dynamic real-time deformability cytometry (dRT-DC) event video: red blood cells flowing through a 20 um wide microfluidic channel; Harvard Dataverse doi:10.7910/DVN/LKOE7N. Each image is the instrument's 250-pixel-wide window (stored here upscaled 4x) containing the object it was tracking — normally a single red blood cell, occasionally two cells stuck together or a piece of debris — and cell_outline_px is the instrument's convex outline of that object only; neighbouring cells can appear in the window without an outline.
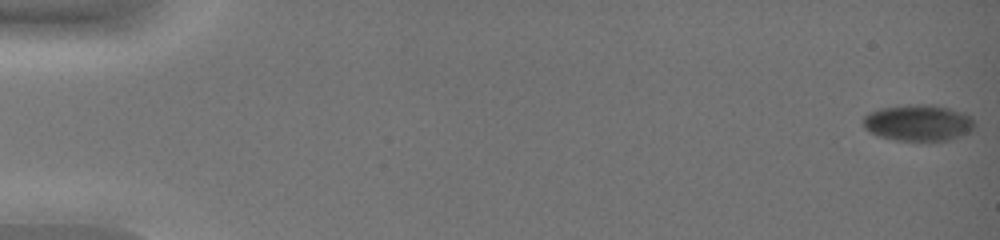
{"species": "common noctule bat (a hibernating species)", "species_latin": "Nyctalus noctula", "temperature_condition": "warm", "stored_images_in_passage": 48, "camera_frame_rate_fps": 3000, "um_per_image_px": 0.085, "animal": {"sex": "female", "body_mass_g": 19.0, "forearm_length_mm": 51.5}, "frame": {"image": 1, "passage_image": 1, "time_ms": 0.0, "image_size_px": [1000, 240], "cell_outline_px": [[972, 128], [968, 132], [948, 140], [896, 140], [880, 136], [868, 132], [864, 128], [864, 116], [880, 108], [908, 104], [932, 104], [964, 112], [972, 116]], "centroid_in_image_um": [78.03, 10.42], "position_along_channel_um": 7.0, "area_um2": 23.35}}
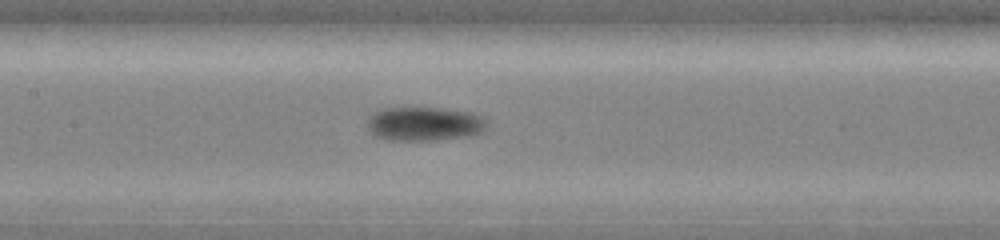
{"frame": {"image": 2, "passage_image": 26, "time_ms": 8.333, "image_size_px": [1000, 240], "cell_outline_px": [[488, 124], [484, 132], [468, 136], [436, 140], [388, 140], [376, 136], [368, 128], [368, 120], [380, 108], [444, 108], [472, 112], [484, 116]], "centroid_in_image_um": [36.15, 10.52], "position_along_channel_um": 171.3, "area_um2": 23.81}}
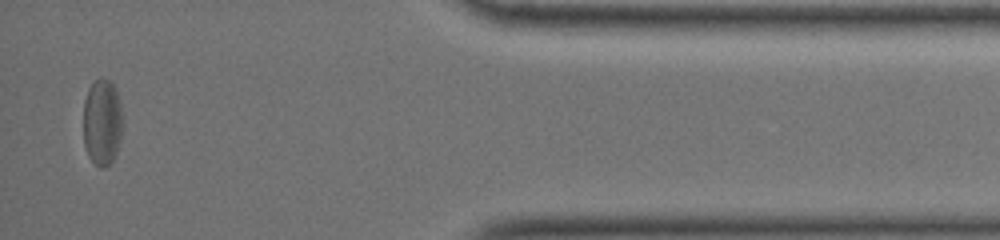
{"frame": {"image": 3, "passage_image": 47, "time_ms": 15.333, "image_size_px": [1000, 240], "cell_outline_px": [[124, 124], [120, 140], [116, 152], [112, 160], [104, 168], [100, 168], [88, 156], [84, 144], [84, 100], [88, 88], [100, 76], [108, 80], [116, 88], [120, 100], [124, 120]], "centroid_in_image_um": [8.71, 10.36], "position_along_channel_um": 426.5, "area_um2": 20.17}, "authors_computed_cell_mechanics": {"area_um2": 23.5535, "velocity_mm_per_s": 4.1462, "shape_relaxation_time_tau1_ms": null, "shape_relaxation_time_tau2_ms": 5.266, "deformation_change_tau1": null, "deformation_change_tau2": 0.0955}}